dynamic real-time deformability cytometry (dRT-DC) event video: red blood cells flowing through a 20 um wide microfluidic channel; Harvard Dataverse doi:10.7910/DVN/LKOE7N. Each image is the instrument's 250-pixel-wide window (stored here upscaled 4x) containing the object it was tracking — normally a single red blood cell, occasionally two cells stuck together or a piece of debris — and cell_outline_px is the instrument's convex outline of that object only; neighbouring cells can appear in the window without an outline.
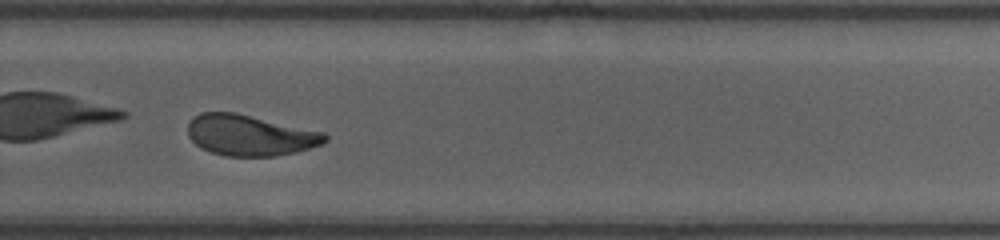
{"species": "human", "species_latin": "Homo sapiens", "temperature_condition": "room temperature", "stored_images_in_passage": 27, "camera_frame_rate_fps": 3000, "um_per_image_px": 0.085, "donor": {"sex": "female"}, "frame": {"image": 1, "passage_image": 16, "time_ms": 5.0, "image_size_px": [1000, 240], "cell_outline_px": [[328, 140], [320, 144], [296, 152], [276, 156], [224, 156], [200, 148], [188, 136], [188, 124], [200, 112], [236, 112], [324, 132], [328, 136]], "centroid_in_image_um": [21.24, 11.49], "position_along_channel_um": 308.6, "area_um2": 32.6}, "authors_computed_cell_mechanics": {"area_um2": 33.813, "velocity_mm_per_s": 3.982, "shape_relaxation_time_tau1_ms": 4.5587, "shape_relaxation_time_tau2_ms": 0.8932, "deformation_change_tau1": 0.1607, "deformation_change_tau2": 0.0708}}